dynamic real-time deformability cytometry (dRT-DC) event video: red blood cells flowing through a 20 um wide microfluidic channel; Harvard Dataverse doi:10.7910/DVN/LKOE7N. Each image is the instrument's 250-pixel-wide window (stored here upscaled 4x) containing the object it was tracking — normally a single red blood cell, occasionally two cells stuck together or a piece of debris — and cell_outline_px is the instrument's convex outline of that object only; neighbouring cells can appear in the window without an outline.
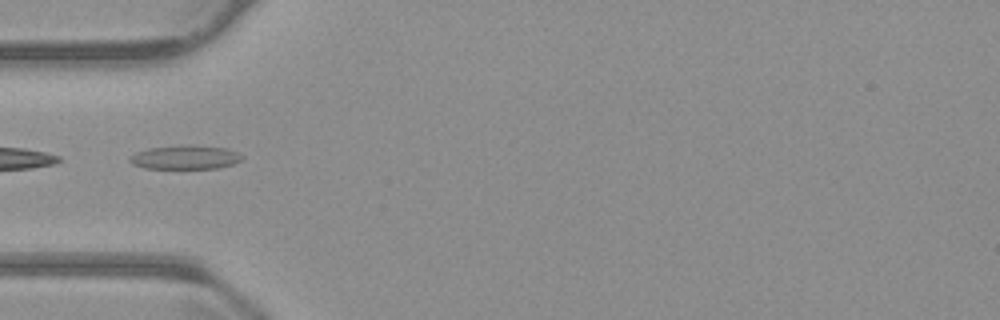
{"species": "common noctule bat (a hibernating species)", "species_latin": "Nyctalus noctula", "temperature_condition": "warm", "stored_images_in_passage": 54, "camera_frame_rate_fps": 3000, "um_per_image_px": 0.085, "animal": {"sex": "male", "body_mass_g": 23.1, "forearm_length_mm": 52.7}, "frame": {"image": 1, "passage_image": 17, "time_ms": 5.333, "image_size_px": [1000, 320], "cell_outline_px": [[244, 156], [240, 160], [232, 164], [216, 168], [144, 168], [132, 164], [128, 160], [136, 152], [148, 148], [180, 144], [192, 144], [228, 148]], "centroid_in_image_um": [15.73, 13.34], "position_along_channel_um": 69.3, "area_um2": 15.78}}
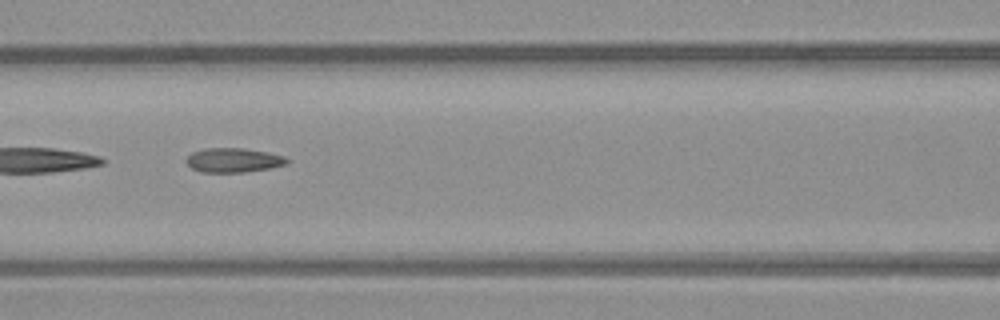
{"frame": {"image": 2, "passage_image": 23, "time_ms": 7.333, "image_size_px": [1000, 320], "cell_outline_px": [[292, 160], [288, 164], [268, 168], [244, 172], [200, 172], [192, 168], [184, 160], [192, 152], [204, 148], [244, 148], [268, 152], [284, 156]], "centroid_in_image_um": [19.86, 13.61], "position_along_channel_um": 146.7, "area_um2": 14.39}}
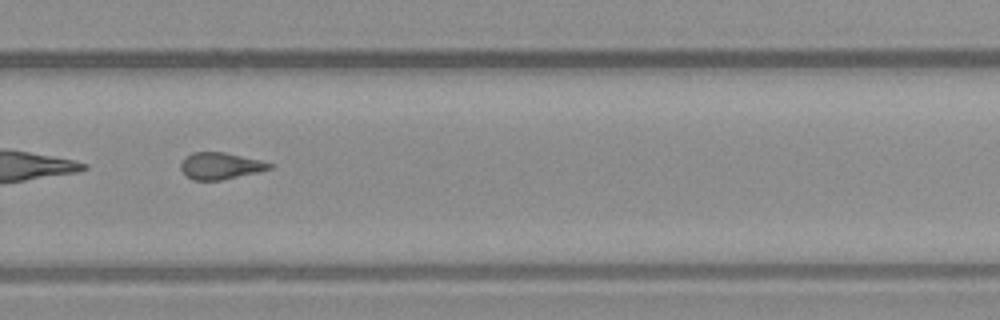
{"frame": {"image": 3, "passage_image": 36, "time_ms": 11.667, "image_size_px": [1000, 320], "cell_outline_px": [[276, 164], [272, 168], [260, 172], [220, 180], [192, 180], [180, 168], [180, 164], [192, 152], [224, 152], [260, 160]], "centroid_in_image_um": [18.79, 14.1], "position_along_channel_um": 311.0, "area_um2": 13.76}, "authors_computed_cell_mechanics": {"area_um2": 14.8546, "velocity_mm_per_s": 3.8054, "shape_relaxation_time_tau1_ms": null, "shape_relaxation_time_tau2_ms": 3.0185, "deformation_change_tau1": null, "deformation_change_tau2": 0.1078}}